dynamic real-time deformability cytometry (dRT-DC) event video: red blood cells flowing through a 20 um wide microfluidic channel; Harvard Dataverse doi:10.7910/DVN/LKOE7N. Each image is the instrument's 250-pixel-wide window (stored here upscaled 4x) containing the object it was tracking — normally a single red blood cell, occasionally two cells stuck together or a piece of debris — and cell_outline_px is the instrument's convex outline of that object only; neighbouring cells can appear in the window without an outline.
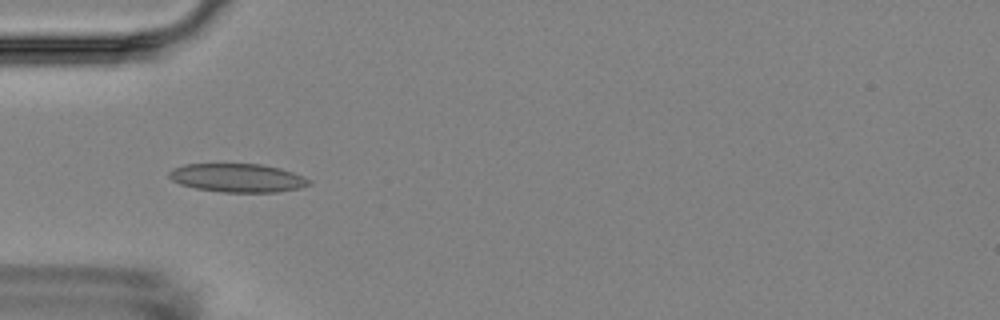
{"species": "Egyptian fruit bat (a non-hibernating species)", "species_latin": "Rousettus aegyptiacus", "temperature_condition": "room temperature", "stored_images_in_passage": 5, "camera_frame_rate_fps": 3000, "um_per_image_px": 0.085, "animal": {"sex": "female"}, "frame": {"image": 1, "passage_image": 4, "time_ms": 4.333, "image_size_px": [1000, 320], "cell_outline_px": [[312, 184], [300, 188], [276, 192], [224, 192], [196, 188], [180, 184], [172, 180], [168, 176], [168, 172], [172, 168], [184, 164], [260, 164], [280, 168], [304, 176], [312, 180]], "centroid_in_image_um": [20.21, 15.12], "position_along_channel_um": 64.8, "area_um2": 23.35}}